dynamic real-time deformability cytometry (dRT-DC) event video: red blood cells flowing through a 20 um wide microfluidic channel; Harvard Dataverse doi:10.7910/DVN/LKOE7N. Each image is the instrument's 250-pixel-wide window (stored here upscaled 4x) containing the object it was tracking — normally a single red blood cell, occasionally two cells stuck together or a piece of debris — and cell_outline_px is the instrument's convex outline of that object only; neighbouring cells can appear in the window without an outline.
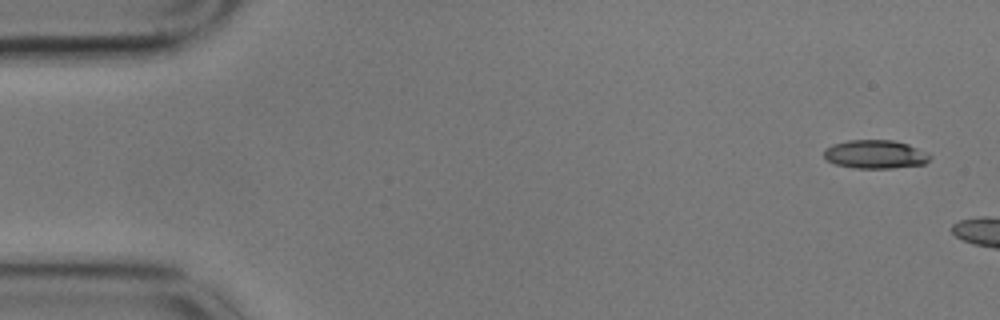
{"species": "common noctule bat (a hibernating species)", "species_latin": "Nyctalus noctula", "temperature_condition": "cold", "stored_images_in_passage": 5, "camera_frame_rate_fps": 3000, "um_per_image_px": 0.085, "animal": {"sex": "male", "body_mass_g": 17.9}, "frame": {"image": 1, "passage_image": 1, "time_ms": 0.0, "image_size_px": [1000, 320], "cell_outline_px": [[932, 156], [924, 164], [892, 168], [856, 168], [836, 164], [828, 160], [824, 156], [824, 148], [832, 144], [848, 140], [892, 140], [908, 144], [928, 152]], "centroid_in_image_um": [74.41, 13.11], "position_along_channel_um": 10.6, "area_um2": 17.63}}